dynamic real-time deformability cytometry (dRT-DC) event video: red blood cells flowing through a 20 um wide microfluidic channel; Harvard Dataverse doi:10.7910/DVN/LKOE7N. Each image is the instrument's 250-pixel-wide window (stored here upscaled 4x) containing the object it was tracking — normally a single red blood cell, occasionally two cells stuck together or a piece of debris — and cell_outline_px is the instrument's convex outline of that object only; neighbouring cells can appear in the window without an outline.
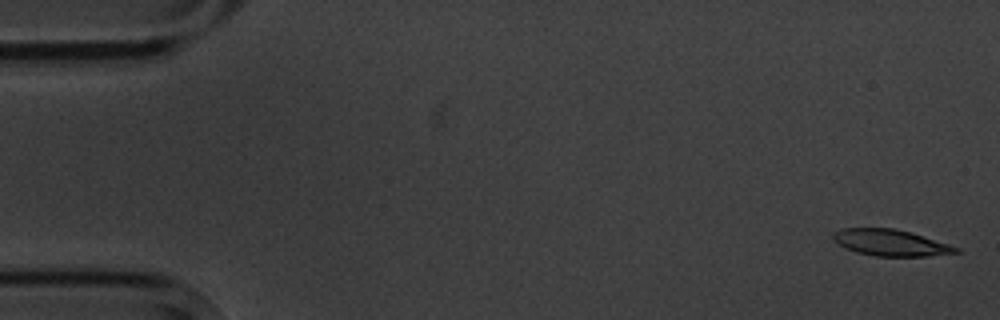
{"species": "common noctule bat (a hibernating species)", "species_latin": "Nyctalus noctula", "temperature_condition": "cold", "stored_images_in_passage": 4, "camera_frame_rate_fps": 3000, "um_per_image_px": 0.085, "animal": {"sex": "male", "body_mass_g": 20.1, "forearm_length_mm": 53.5}, "frame": {"image": 1, "passage_image": 1, "time_ms": 0.0, "image_size_px": [1000, 320], "cell_outline_px": [[960, 252], [928, 256], [876, 256], [856, 252], [844, 248], [832, 236], [840, 228], [892, 228], [908, 232], [948, 244], [960, 248]], "centroid_in_image_um": [75.69, 20.64], "position_along_channel_um": 9.3, "area_um2": 18.5}}
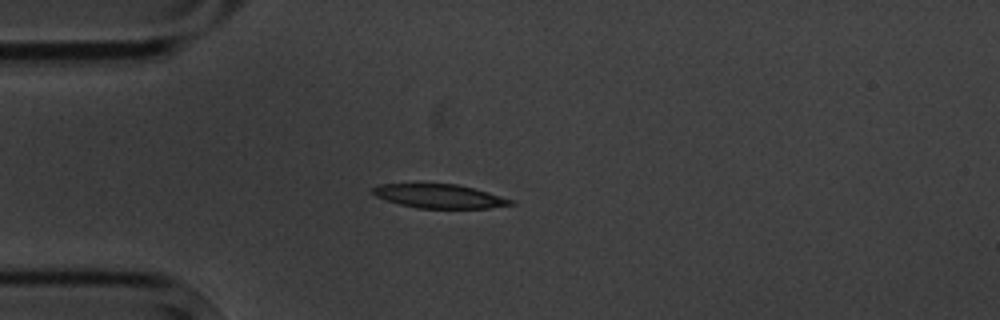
{"frame": {"image": 2, "passage_image": 4, "time_ms": 4.333, "image_size_px": [1000, 320], "cell_outline_px": [[516, 204], [488, 208], [416, 208], [400, 204], [376, 196], [372, 192], [372, 188], [380, 184], [456, 184], [472, 188], [512, 200]], "centroid_in_image_um": [37.33, 16.68], "position_along_channel_um": 47.7, "area_um2": 18.79}}